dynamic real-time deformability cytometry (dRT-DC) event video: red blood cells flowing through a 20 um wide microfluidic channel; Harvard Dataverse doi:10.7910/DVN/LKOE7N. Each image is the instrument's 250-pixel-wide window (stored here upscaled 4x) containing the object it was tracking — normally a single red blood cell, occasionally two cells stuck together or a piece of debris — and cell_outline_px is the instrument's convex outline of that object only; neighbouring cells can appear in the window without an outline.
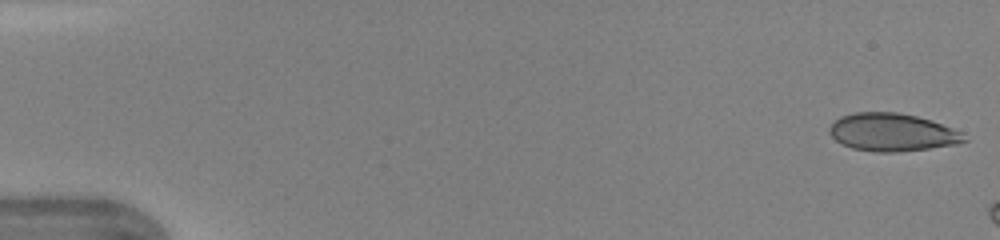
{"species": "human", "species_latin": "Homo sapiens", "temperature_condition": "warm", "stored_images_in_passage": 7, "camera_frame_rate_fps": 3000, "um_per_image_px": 0.085, "donor": {"sex": "female"}, "frame": {"image": 1, "passage_image": 1, "time_ms": 0.0, "image_size_px": [1000, 240], "cell_outline_px": [[968, 140], [956, 144], [928, 148], [896, 152], [876, 152], [852, 148], [836, 140], [828, 132], [828, 128], [840, 116], [856, 112], [896, 112], [916, 116], [932, 120], [964, 132]], "centroid_in_image_um": [75.86, 11.24], "position_along_channel_um": 9.1, "area_um2": 29.71}}